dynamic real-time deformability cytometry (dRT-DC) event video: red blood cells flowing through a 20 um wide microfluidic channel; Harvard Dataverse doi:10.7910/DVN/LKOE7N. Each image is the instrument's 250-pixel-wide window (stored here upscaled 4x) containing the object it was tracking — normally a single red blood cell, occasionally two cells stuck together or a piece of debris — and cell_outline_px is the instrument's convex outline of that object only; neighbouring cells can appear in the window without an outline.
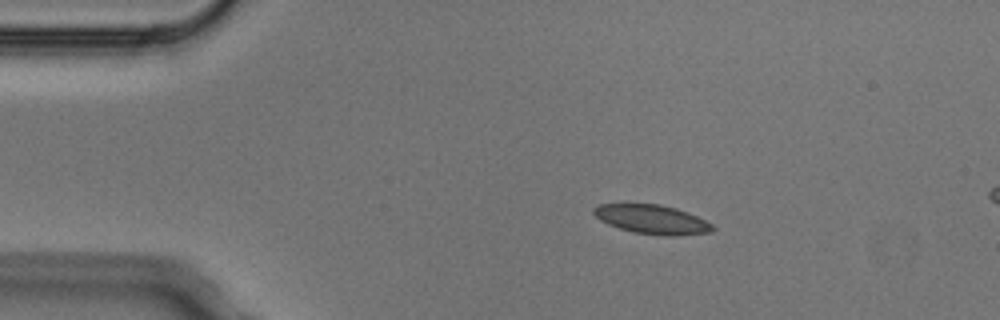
{"species": "Egyptian fruit bat (a non-hibernating species)", "species_latin": "Rousettus aegyptiacus", "temperature_condition": "cold", "stored_images_in_passage": 3, "camera_frame_rate_fps": 3000, "um_per_image_px": 0.085, "animal": {"sex": "male"}, "frame": {"image": 1, "passage_image": 1, "time_ms": 0.0, "image_size_px": [1000, 320], "cell_outline_px": [[716, 228], [712, 232], [672, 236], [664, 236], [636, 232], [620, 228], [608, 224], [600, 220], [592, 212], [592, 208], [600, 204], [660, 204], [676, 208], [696, 216], [712, 224]], "centroid_in_image_um": [55.42, 18.65], "position_along_channel_um": 29.6, "area_um2": 20.0}}